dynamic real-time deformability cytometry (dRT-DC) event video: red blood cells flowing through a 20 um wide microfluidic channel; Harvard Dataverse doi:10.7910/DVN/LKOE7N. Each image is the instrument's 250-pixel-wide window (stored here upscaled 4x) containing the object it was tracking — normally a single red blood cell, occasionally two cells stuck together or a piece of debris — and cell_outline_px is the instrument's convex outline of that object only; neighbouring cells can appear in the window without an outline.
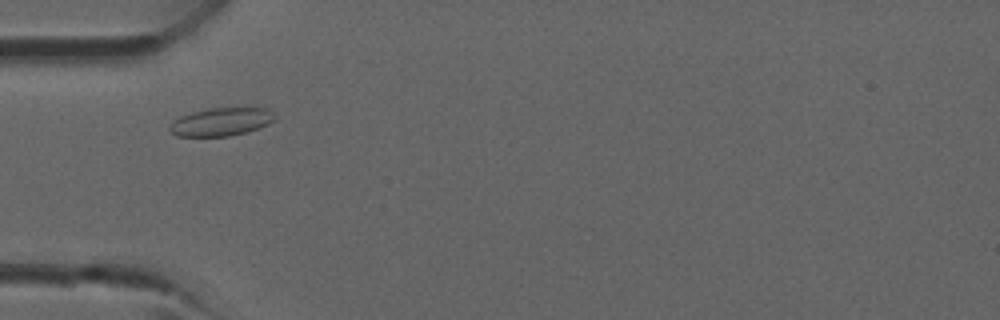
{"species": "common noctule bat (a hibernating species)", "species_latin": "Nyctalus noctula", "temperature_condition": "room temperature", "stored_images_in_passage": 22, "camera_frame_rate_fps": 3000, "um_per_image_px": 0.085, "animal": {"sex": "male", "forearm_length_mm": 52.5}, "frame": {"image": 1, "passage_image": 7, "time_ms": 2.0, "image_size_px": [1000, 320], "cell_outline_px": [[276, 120], [268, 124], [248, 132], [228, 136], [176, 136], [168, 132], [168, 124], [172, 120], [180, 116], [192, 112], [208, 108], [264, 108], [276, 116]], "centroid_in_image_um": [18.73, 10.36], "position_along_channel_um": 66.3, "area_um2": 17.4}}
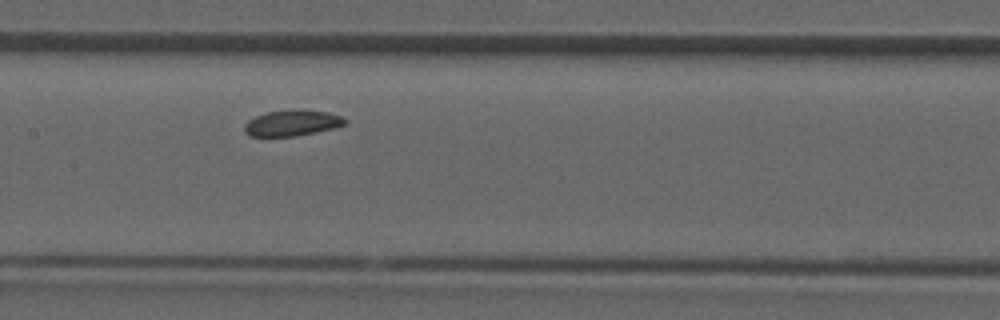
{"frame": {"image": 2, "passage_image": 14, "time_ms": 4.333, "image_size_px": [1000, 320], "cell_outline_px": [[348, 124], [336, 128], [296, 136], [252, 136], [244, 132], [244, 124], [248, 120], [256, 116], [268, 112], [292, 108], [300, 108], [328, 112], [340, 116], [348, 120]], "centroid_in_image_um": [24.88, 10.43], "position_along_channel_um": 182.5, "area_um2": 15.55}}
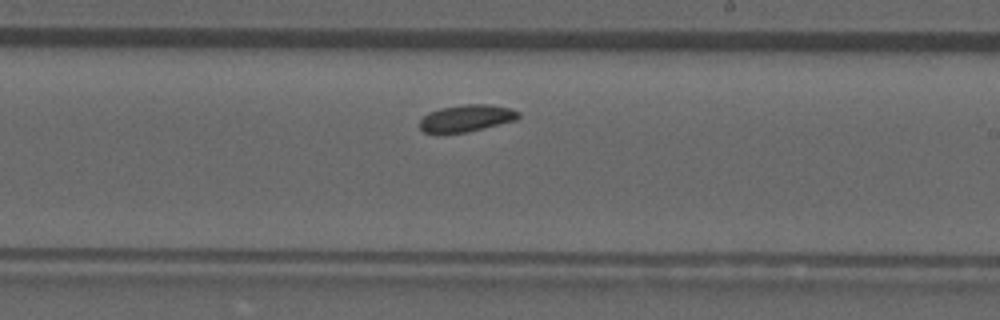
{"frame": {"image": 3, "passage_image": 18, "time_ms": 5.667, "image_size_px": [1000, 320], "cell_outline_px": [[520, 116], [516, 120], [468, 132], [424, 132], [420, 128], [420, 120], [428, 112], [440, 108], [464, 104], [488, 104], [512, 108], [520, 112]], "centroid_in_image_um": [39.69, 10.03], "position_along_channel_um": 249.3, "area_um2": 15.43}}